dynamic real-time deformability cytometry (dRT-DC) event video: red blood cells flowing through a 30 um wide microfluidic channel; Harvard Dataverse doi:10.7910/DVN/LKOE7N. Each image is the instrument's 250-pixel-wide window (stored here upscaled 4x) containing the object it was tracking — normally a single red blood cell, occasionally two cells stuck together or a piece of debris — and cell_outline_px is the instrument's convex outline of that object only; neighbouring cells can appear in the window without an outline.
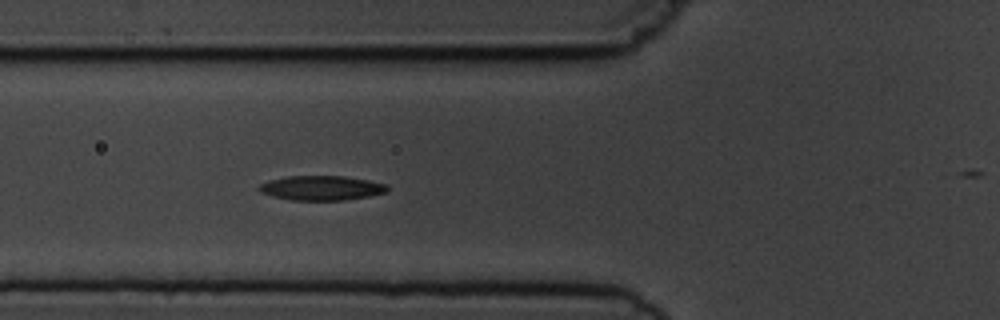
{"species": "common noctule bat (a hibernating species)", "species_latin": "Nyctalus noctula", "temperature_condition": "cold", "stored_images_in_passage": 6, "camera_frame_rate_fps": 3000, "um_per_image_px": 0.085, "animal": {"sex": "male", "body_mass_g": 19.5, "forearm_length_mm": 54.6}, "frame": {"image": 1, "passage_image": 5, "time_ms": 5.333, "image_size_px": [1000, 320], "cell_outline_px": [[388, 192], [368, 196], [344, 200], [292, 200], [272, 196], [260, 192], [256, 188], [260, 184], [272, 180], [288, 176], [344, 176], [368, 180], [388, 184]], "centroid_in_image_um": [27.34, 15.98], "position_along_channel_um": 98.5, "area_um2": 18.32}}